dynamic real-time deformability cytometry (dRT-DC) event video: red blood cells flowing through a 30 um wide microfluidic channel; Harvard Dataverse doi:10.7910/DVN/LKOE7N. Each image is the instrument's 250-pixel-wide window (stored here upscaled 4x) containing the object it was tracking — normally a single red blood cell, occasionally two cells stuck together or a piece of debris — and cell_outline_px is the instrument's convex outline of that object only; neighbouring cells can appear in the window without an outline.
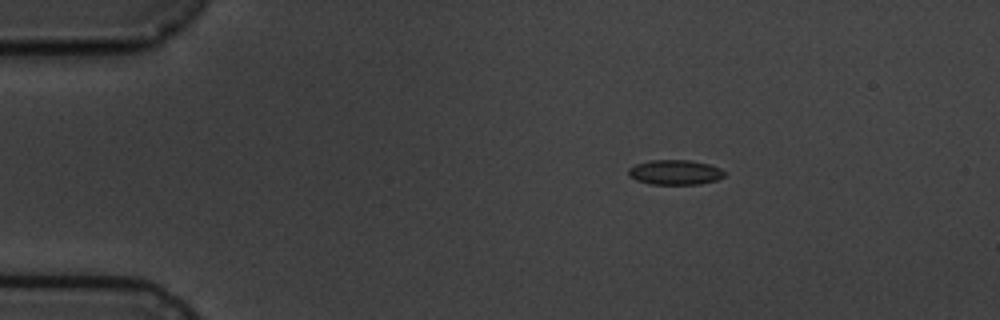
{"species": "common noctule bat (a hibernating species)", "species_latin": "Nyctalus noctula", "temperature_condition": "cold", "stored_images_in_passage": 3, "camera_frame_rate_fps": 3000, "um_per_image_px": 0.085, "animal": {"sex": "male", "body_mass_g": 19.5, "forearm_length_mm": 54.6}, "frame": {"image": 1, "passage_image": 1, "time_ms": 0.0, "image_size_px": [1000, 320], "cell_outline_px": [[728, 172], [724, 176], [716, 180], [700, 184], [652, 184], [636, 180], [628, 176], [628, 168], [636, 164], [648, 160], [688, 160], [708, 164], [720, 168]], "centroid_in_image_um": [57.38, 14.64], "position_along_channel_um": 27.6, "area_um2": 13.99}}